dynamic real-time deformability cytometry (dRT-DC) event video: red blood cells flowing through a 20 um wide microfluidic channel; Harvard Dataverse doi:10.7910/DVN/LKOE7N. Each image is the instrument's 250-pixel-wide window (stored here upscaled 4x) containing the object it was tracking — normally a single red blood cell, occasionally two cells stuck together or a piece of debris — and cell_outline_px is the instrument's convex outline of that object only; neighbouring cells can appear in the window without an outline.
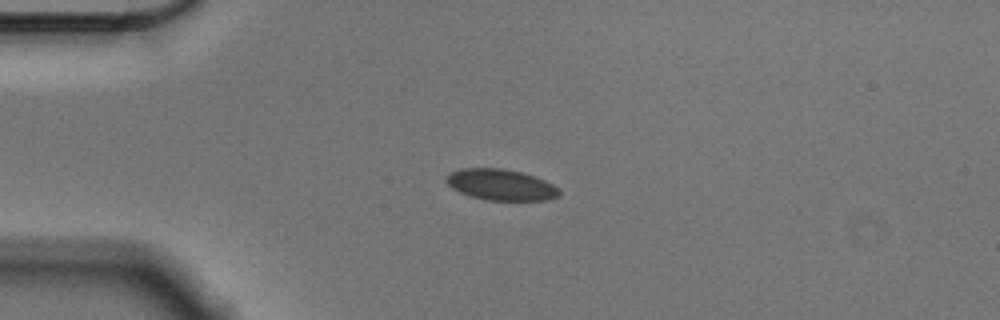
{"species": "Egyptian fruit bat (a non-hibernating species)", "species_latin": "Rousettus aegyptiacus", "temperature_condition": "cold", "stored_images_in_passage": 43, "camera_frame_rate_fps": 3000, "um_per_image_px": 0.085, "animal": {"sex": "male"}, "frame": {"image": 1, "passage_image": 1, "time_ms": 0.0, "image_size_px": [1000, 320], "cell_outline_px": [[560, 196], [548, 200], [484, 200], [468, 196], [452, 188], [444, 180], [448, 172], [460, 168], [500, 168], [520, 172], [544, 180], [560, 188]], "centroid_in_image_um": [42.54, 15.71], "position_along_channel_um": 42.5, "area_um2": 20.63}}
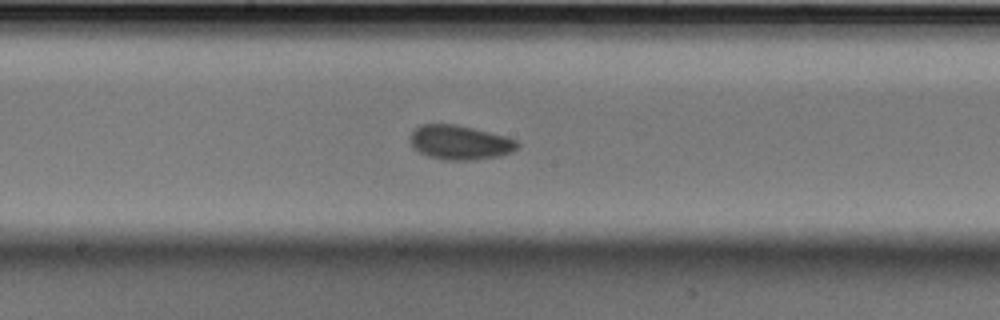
{"frame": {"image": 2, "passage_image": 17, "time_ms": 5.333, "image_size_px": [1000, 320], "cell_outline_px": [[520, 144], [512, 152], [500, 156], [472, 160], [444, 160], [428, 156], [412, 148], [412, 132], [420, 124], [456, 124], [504, 136], [516, 140]], "centroid_in_image_um": [39.09, 12.12], "position_along_channel_um": 209.1, "area_um2": 21.27}}
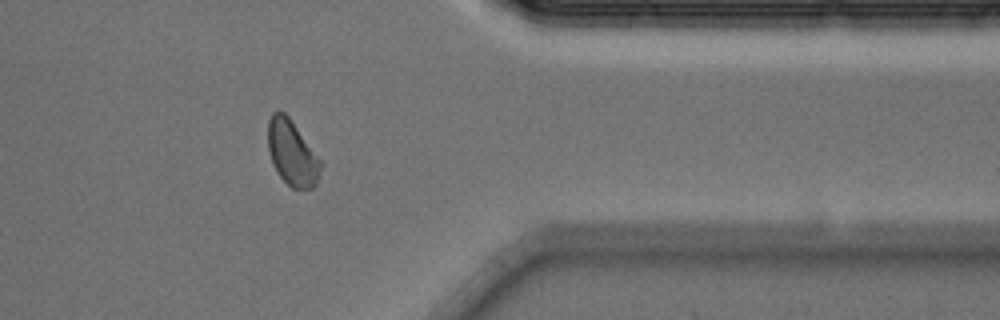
{"frame": {"image": 3, "passage_image": 33, "time_ms": 10.667, "image_size_px": [1000, 320], "cell_outline_px": [[324, 164], [316, 184], [312, 188], [292, 188], [276, 172], [272, 164], [268, 152], [268, 120], [272, 112], [284, 112], [288, 116]], "centroid_in_image_um": [24.83, 13.02], "position_along_channel_um": 386.6, "area_um2": 20.06}, "authors_computed_cell_mechanics": {"area_um2": 20.23, "velocity_mm_per_s": 3.5743, "shape_relaxation_time_tau1_ms": null, "shape_relaxation_time_tau2_ms": 5.9398, "deformation_change_tau1": null, "deformation_change_tau2": 0.0979}}